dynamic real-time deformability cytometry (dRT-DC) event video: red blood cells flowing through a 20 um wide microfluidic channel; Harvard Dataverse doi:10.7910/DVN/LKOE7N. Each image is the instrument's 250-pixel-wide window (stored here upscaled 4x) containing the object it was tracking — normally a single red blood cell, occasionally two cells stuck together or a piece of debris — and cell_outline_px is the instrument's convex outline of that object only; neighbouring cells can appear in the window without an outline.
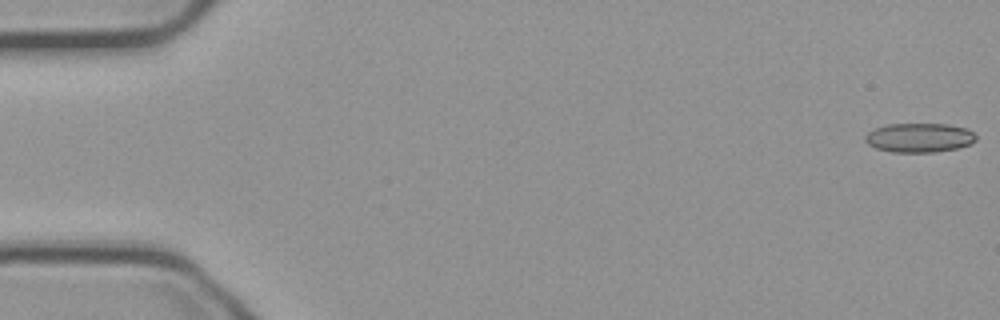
{"species": "common noctule bat (a hibernating species)", "species_latin": "Nyctalus noctula", "temperature_condition": "cold", "stored_images_in_passage": 14, "camera_frame_rate_fps": 3000, "um_per_image_px": 0.085, "animal": {"sex": "male", "body_mass_g": 23.1, "forearm_length_mm": 52.7}, "frame": {"image": 1, "passage_image": 1, "time_ms": 0.0, "image_size_px": [1000, 320], "cell_outline_px": [[976, 140], [968, 144], [956, 148], [936, 152], [892, 152], [876, 148], [868, 144], [864, 140], [864, 136], [868, 132], [876, 128], [888, 124], [948, 124], [968, 128], [976, 136]], "centroid_in_image_um": [78.13, 11.7], "position_along_channel_um": 6.9, "area_um2": 18.84}}